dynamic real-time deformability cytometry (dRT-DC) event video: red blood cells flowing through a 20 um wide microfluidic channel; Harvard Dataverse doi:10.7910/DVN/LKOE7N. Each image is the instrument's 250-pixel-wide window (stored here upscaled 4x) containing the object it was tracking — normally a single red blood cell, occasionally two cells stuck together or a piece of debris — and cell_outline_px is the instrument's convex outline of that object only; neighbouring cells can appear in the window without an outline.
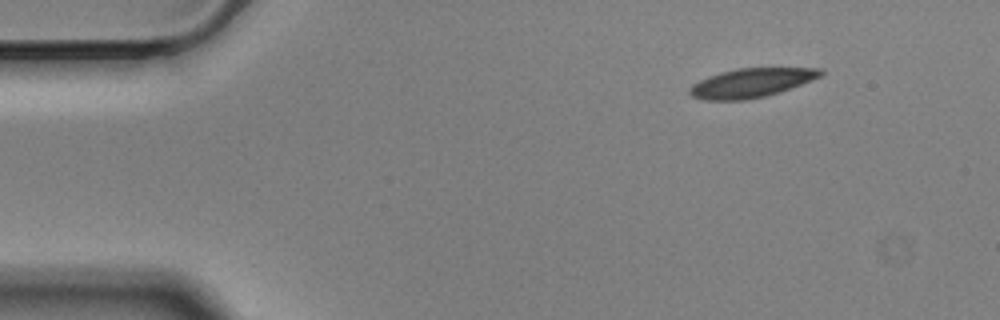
{"species": "Egyptian fruit bat (a non-hibernating species)", "species_latin": "Rousettus aegyptiacus", "temperature_condition": "cold", "stored_images_in_passage": 51, "camera_frame_rate_fps": 3000, "um_per_image_px": 0.085, "animal": {"sex": "male"}, "frame": {"image": 1, "passage_image": 1, "time_ms": 0.0, "image_size_px": [1000, 320], "cell_outline_px": [[824, 72], [820, 76], [812, 80], [780, 92], [748, 100], [700, 100], [692, 96], [688, 92], [688, 88], [692, 84], [708, 76], [720, 72], [736, 68], [824, 68]], "centroid_in_image_um": [63.83, 7.04], "position_along_channel_um": 21.2, "area_um2": 22.31}}
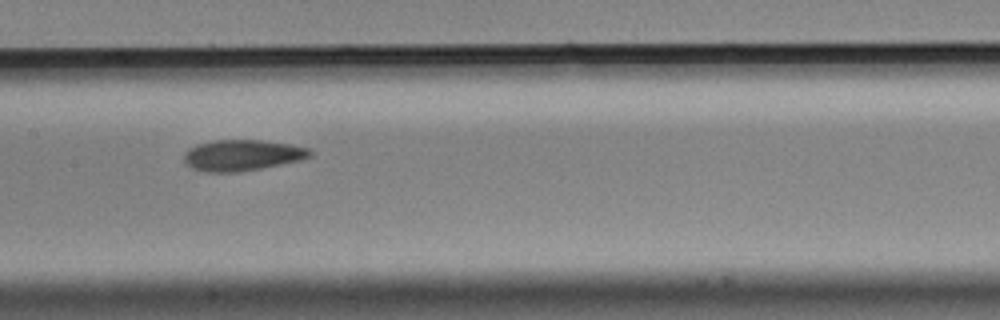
{"frame": {"image": 2, "passage_image": 22, "time_ms": 7.0, "image_size_px": [1000, 320], "cell_outline_px": [[312, 156], [300, 160], [260, 168], [236, 172], [204, 172], [192, 168], [184, 160], [184, 152], [188, 148], [196, 144], [216, 140], [260, 140], [288, 144], [308, 148], [312, 152]], "centroid_in_image_um": [20.55, 13.19], "position_along_channel_um": 186.8, "area_um2": 22.6}}
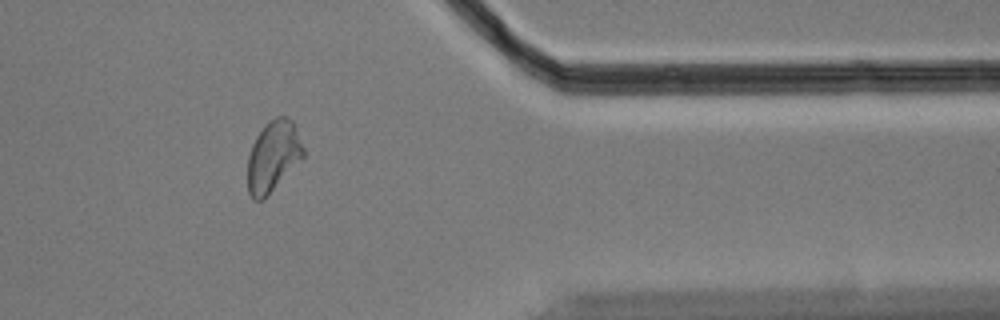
{"frame": {"image": 3, "passage_image": 41, "time_ms": 13.333, "image_size_px": [1000, 320], "cell_outline_px": [[304, 156], [264, 200], [252, 200], [248, 192], [248, 156], [252, 144], [256, 136], [264, 124], [276, 116], [284, 116], [292, 120], [304, 148]], "centroid_in_image_um": [23.2, 13.29], "position_along_channel_um": 388.2, "area_um2": 23.0}}